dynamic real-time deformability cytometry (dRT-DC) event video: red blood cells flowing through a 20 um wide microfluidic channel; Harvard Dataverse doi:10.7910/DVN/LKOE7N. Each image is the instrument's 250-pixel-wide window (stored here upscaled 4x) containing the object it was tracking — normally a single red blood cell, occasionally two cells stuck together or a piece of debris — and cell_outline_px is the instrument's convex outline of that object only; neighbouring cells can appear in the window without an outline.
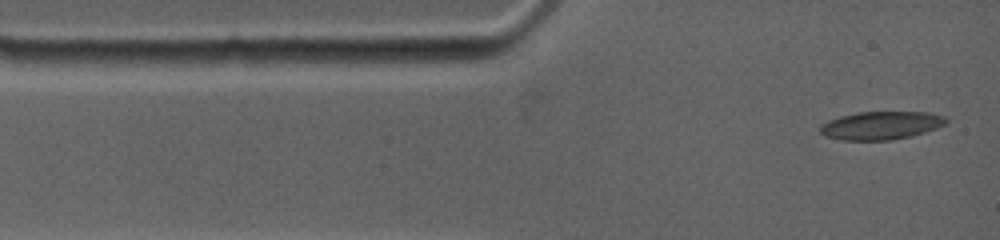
{"species": "common noctule bat (a hibernating species)", "species_latin": "Nyctalus noctula", "temperature_condition": "warm", "stored_images_in_passage": 65, "camera_frame_rate_fps": 4500, "um_per_image_px": 0.085, "animal": {"sex": "female", "body_mass_g": 19.0, "forearm_length_mm": 53.3}, "frame": {"image": 1, "passage_image": 1, "time_ms": 0.0, "image_size_px": [1000, 240], "cell_outline_px": [[948, 124], [924, 132], [892, 140], [840, 140], [824, 136], [820, 132], [820, 124], [828, 120], [840, 116], [860, 112], [928, 112], [944, 116], [948, 120]], "centroid_in_image_um": [74.87, 10.66], "position_along_channel_um": 10.1, "area_um2": 20.69}}
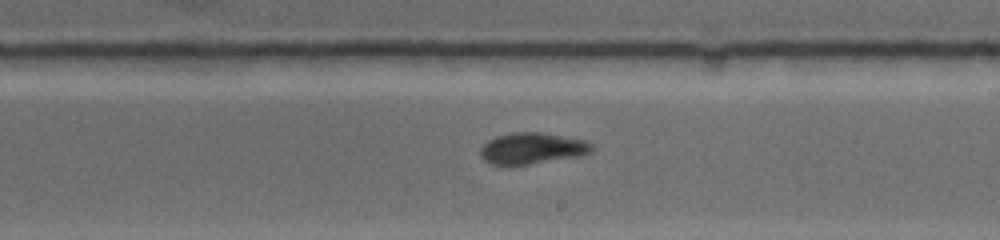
{"frame": {"image": 2, "passage_image": 27, "time_ms": 7.111, "image_size_px": [1000, 240], "cell_outline_px": [[592, 152], [584, 156], [512, 168], [504, 168], [492, 164], [484, 160], [480, 156], [480, 148], [488, 140], [496, 136], [512, 132], [540, 132], [584, 140], [592, 144]], "centroid_in_image_um": [45.2, 12.67], "position_along_channel_um": 243.8, "area_um2": 21.27}}
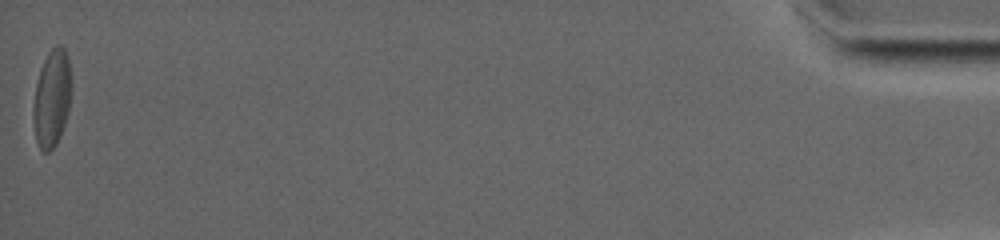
{"frame": {"image": 3, "passage_image": 65, "time_ms": 16.667, "image_size_px": [1000, 240], "cell_outline_px": [[72, 84], [68, 112], [60, 136], [56, 144], [48, 152], [44, 152], [40, 148], [36, 140], [36, 84], [40, 68], [48, 52], [56, 44], [60, 44], [64, 48], [68, 56], [72, 80]], "centroid_in_image_um": [4.48, 8.27], "position_along_channel_um": 430.7, "area_um2": 20.98}, "authors_computed_cell_mechanics": {"area_um2": 20.5768, "velocity_mm_per_s": 3.7574, "shape_relaxation_time_tau1_ms": 10.9678, "shape_relaxation_time_tau2_ms": 1.7968, "deformation_change_tau1": 0.2021, "deformation_change_tau2": 0.0601}}